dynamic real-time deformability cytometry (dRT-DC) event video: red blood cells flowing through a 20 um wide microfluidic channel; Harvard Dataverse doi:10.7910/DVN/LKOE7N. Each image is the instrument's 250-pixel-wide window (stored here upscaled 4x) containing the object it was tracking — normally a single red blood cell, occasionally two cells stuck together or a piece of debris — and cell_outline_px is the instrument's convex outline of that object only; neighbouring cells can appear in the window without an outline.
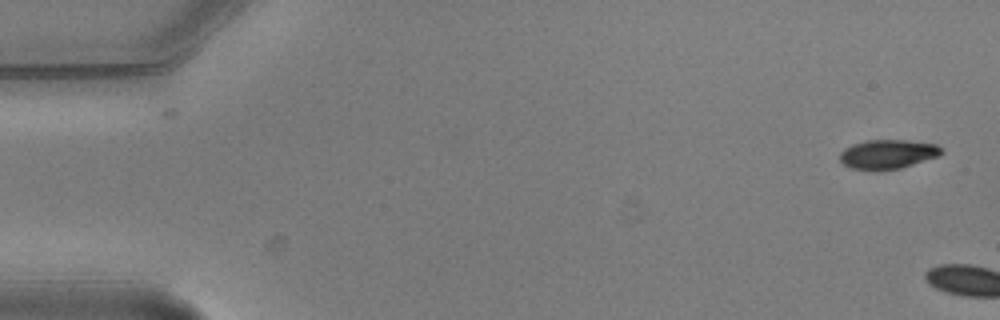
{"species": "common noctule bat (a hibernating species)", "species_latin": "Nyctalus noctula", "temperature_condition": "warm", "stored_images_in_passage": 2, "camera_frame_rate_fps": 3000, "um_per_image_px": 0.085, "animal": {"sex": "male", "body_mass_g": 20.5, "forearm_length_mm": 52.5}, "frame": {"image": 1, "passage_image": 2, "time_ms": 0.333, "image_size_px": [1000, 320], "cell_outline_px": [[944, 152], [940, 156], [900, 168], [872, 172], [852, 168], [844, 164], [840, 160], [840, 152], [844, 148], [852, 144], [868, 140], [908, 140], [936, 144]], "centroid_in_image_um": [75.45, 13.12], "position_along_channel_um": 9.6, "area_um2": 17.57}}